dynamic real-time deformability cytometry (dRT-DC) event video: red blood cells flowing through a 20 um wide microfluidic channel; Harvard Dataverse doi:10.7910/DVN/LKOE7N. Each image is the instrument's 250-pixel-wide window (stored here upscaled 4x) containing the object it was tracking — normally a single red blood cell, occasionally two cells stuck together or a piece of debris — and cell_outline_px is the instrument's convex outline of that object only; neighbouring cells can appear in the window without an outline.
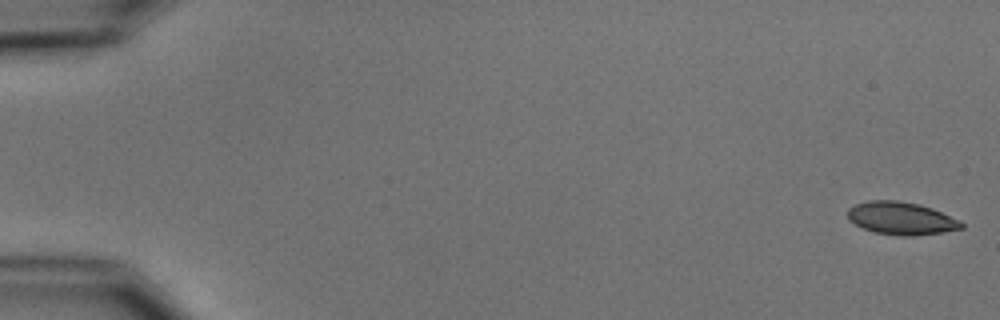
{"species": "common noctule bat (a hibernating species)", "species_latin": "Nyctalus noctula", "temperature_condition": "cold", "stored_images_in_passage": 7, "camera_frame_rate_fps": 3000, "um_per_image_px": 0.085, "animal": {"sex": "male", "body_mass_g": 15.6}, "frame": {"image": 1, "passage_image": 1, "time_ms": 0.0, "image_size_px": [1000, 320], "cell_outline_px": [[964, 228], [944, 232], [912, 236], [904, 236], [876, 232], [864, 228], [848, 220], [848, 208], [856, 204], [868, 200], [896, 200], [920, 204], [932, 208], [960, 220], [964, 224]], "centroid_in_image_um": [76.63, 18.55], "position_along_channel_um": 8.4, "area_um2": 21.68}}
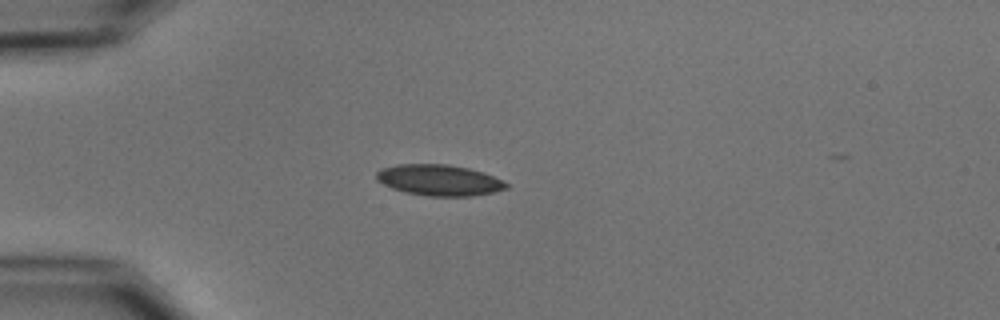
{"frame": {"image": 2, "passage_image": 5, "time_ms": 4.667, "image_size_px": [1000, 320], "cell_outline_px": [[508, 188], [492, 192], [472, 196], [428, 196], [404, 192], [392, 188], [376, 180], [376, 172], [380, 168], [396, 164], [448, 164], [468, 168], [484, 172], [508, 184]], "centroid_in_image_um": [37.28, 15.3], "position_along_channel_um": 47.7, "area_um2": 23.47}}